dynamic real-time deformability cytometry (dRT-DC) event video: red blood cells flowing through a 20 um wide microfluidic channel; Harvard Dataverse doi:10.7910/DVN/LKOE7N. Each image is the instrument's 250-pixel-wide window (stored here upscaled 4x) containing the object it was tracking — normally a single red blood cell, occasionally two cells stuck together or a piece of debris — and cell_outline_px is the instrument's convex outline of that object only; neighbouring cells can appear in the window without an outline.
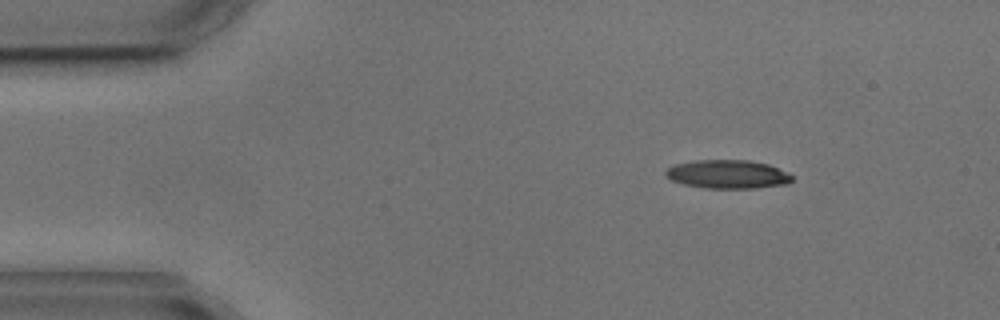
{"species": "common noctule bat (a hibernating species)", "species_latin": "Nyctalus noctula", "temperature_condition": "cold", "stored_images_in_passage": 4, "segment_of_instrument_passage": [1, 2], "camera_frame_rate_fps": 3000, "um_per_image_px": 0.085, "animal": {"sex": "male", "body_mass_g": 17.9, "forearm_length_mm": 54.2}, "frame": {"image": 1, "passage_image": 2, "time_ms": 1.0, "image_size_px": [1000, 320], "cell_outline_px": [[792, 180], [788, 184], [756, 188], [704, 188], [684, 184], [672, 180], [664, 176], [664, 172], [668, 168], [676, 164], [692, 160], [748, 160], [768, 164], [788, 172], [792, 176]], "centroid_in_image_um": [61.85, 14.81], "position_along_channel_um": 23.2, "area_um2": 21.15}}